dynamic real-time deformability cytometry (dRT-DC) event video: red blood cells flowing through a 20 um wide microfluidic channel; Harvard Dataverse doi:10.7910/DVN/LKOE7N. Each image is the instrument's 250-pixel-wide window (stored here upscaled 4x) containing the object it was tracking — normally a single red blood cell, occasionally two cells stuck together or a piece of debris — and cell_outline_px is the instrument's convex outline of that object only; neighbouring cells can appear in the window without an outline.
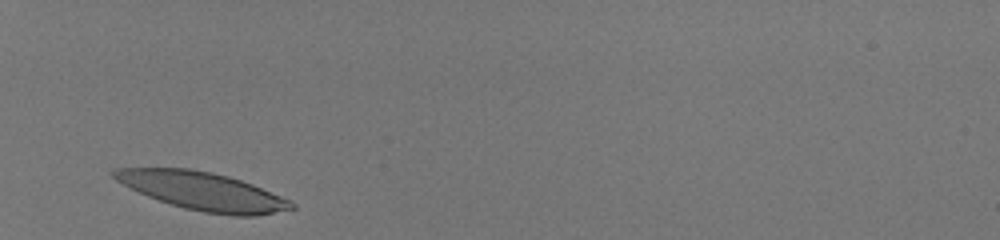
{"species": "human", "species_latin": "Homo sapiens", "temperature_condition": "room temperature", "stored_images_in_passage": 26, "camera_frame_rate_fps": 3000, "um_per_image_px": 0.085, "donor": {"sex": "male"}, "frame": {"image": 1, "passage_image": 1, "time_ms": 0.0, "image_size_px": [1000, 240], "cell_outline_px": [[296, 208], [256, 216], [232, 216], [204, 212], [184, 208], [148, 196], [116, 180], [108, 172], [116, 168], [188, 168], [212, 172], [228, 176], [252, 184], [292, 200], [296, 204]], "centroid_in_image_um": [17.27, 16.24], "position_along_channel_um": 67.7, "area_um2": 39.19}}
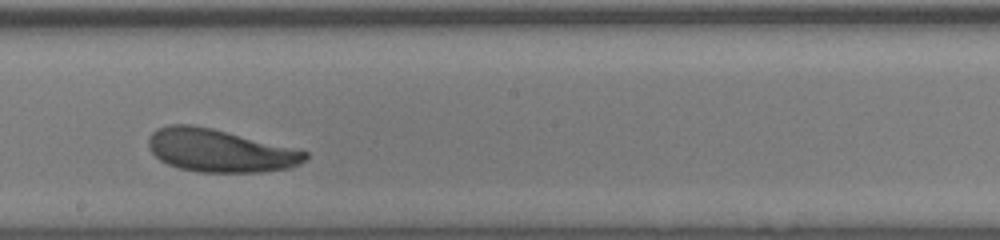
{"frame": {"image": 2, "passage_image": 15, "time_ms": 4.667, "image_size_px": [1000, 240], "cell_outline_px": [[308, 156], [300, 164], [288, 168], [260, 172], [200, 172], [180, 168], [168, 164], [160, 160], [152, 152], [148, 144], [148, 140], [152, 132], [156, 128], [172, 124], [192, 124], [212, 128], [308, 152]], "centroid_in_image_um": [18.64, 12.8], "position_along_channel_um": 229.6, "area_um2": 38.73}}
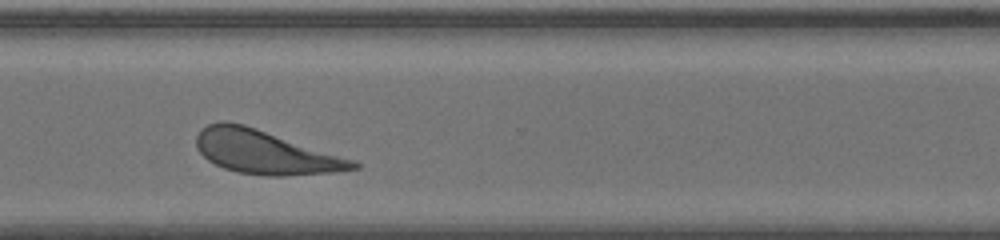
{"frame": {"image": 3, "passage_image": 24, "time_ms": 7.667, "image_size_px": [1000, 240], "cell_outline_px": [[360, 168], [340, 172], [284, 176], [268, 176], [236, 172], [224, 168], [208, 160], [196, 148], [196, 136], [208, 124], [224, 120], [244, 124], [352, 160], [360, 164]], "centroid_in_image_um": [22.51, 12.95], "position_along_channel_um": 348.1, "area_um2": 39.42}}